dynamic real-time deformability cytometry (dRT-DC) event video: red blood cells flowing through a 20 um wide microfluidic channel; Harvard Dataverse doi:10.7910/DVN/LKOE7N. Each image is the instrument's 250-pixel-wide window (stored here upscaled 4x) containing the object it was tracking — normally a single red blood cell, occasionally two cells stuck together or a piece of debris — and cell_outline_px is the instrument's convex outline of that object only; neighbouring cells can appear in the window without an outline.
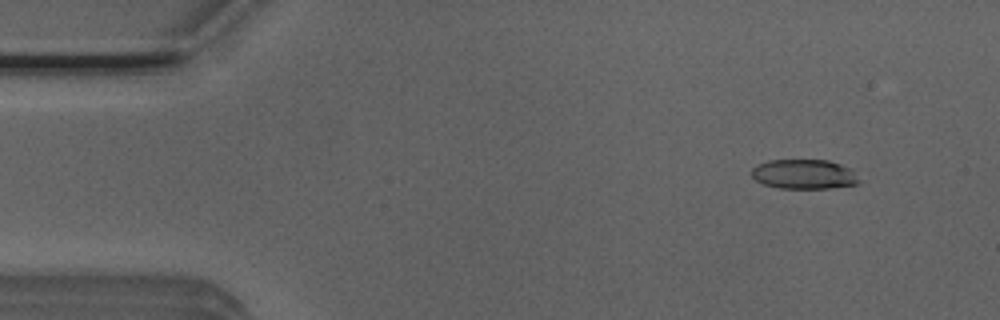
{"species": "Egyptian fruit bat (a non-hibernating species)", "species_latin": "Rousettus aegyptiacus", "temperature_condition": "room temperature", "stored_images_in_passage": 52, "camera_frame_rate_fps": 3000, "um_per_image_px": 0.085, "animal": {"sex": "male"}, "frame": {"image": 1, "passage_image": 5, "time_ms": 1.333, "image_size_px": [1000, 320], "cell_outline_px": [[860, 184], [828, 188], [780, 188], [764, 184], [756, 180], [752, 176], [752, 168], [756, 164], [768, 160], [828, 160], [852, 168], [856, 172], [860, 180]], "centroid_in_image_um": [68.38, 14.8], "position_along_channel_um": 16.6, "area_um2": 18.73}}
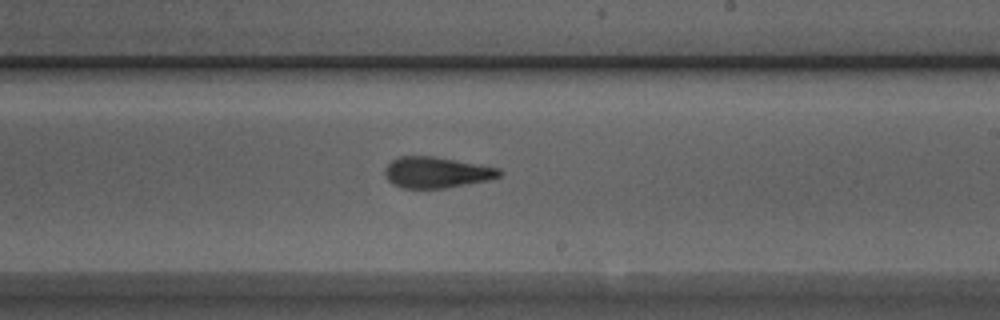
{"frame": {"image": 2, "passage_image": 30, "time_ms": 9.667, "image_size_px": [1000, 320], "cell_outline_px": [[504, 172], [500, 176], [488, 180], [444, 188], [400, 188], [392, 184], [384, 176], [384, 168], [392, 160], [400, 156], [432, 156], [500, 168]], "centroid_in_image_um": [37.07, 14.66], "position_along_channel_um": 251.9, "area_um2": 20.69}}
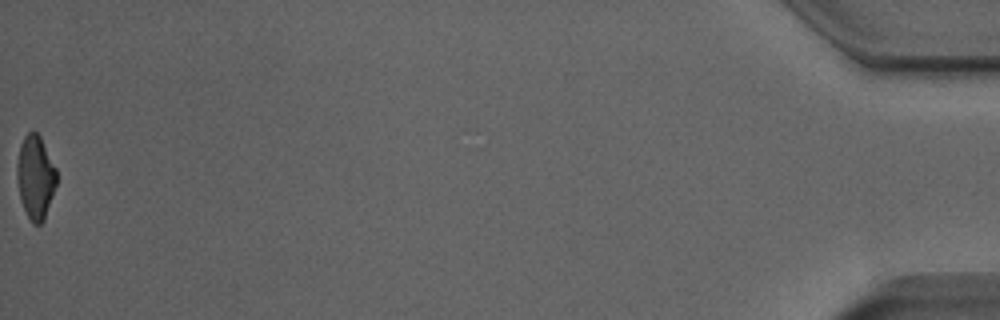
{"frame": {"image": 3, "passage_image": 52, "time_ms": 17.0, "image_size_px": [1000, 320], "cell_outline_px": [[56, 184], [44, 220], [40, 224], [32, 224], [20, 200], [16, 176], [16, 164], [20, 144], [24, 136], [28, 132], [36, 132], [40, 136], [56, 168]], "centroid_in_image_um": [2.99, 15.05], "position_along_channel_um": 432.2, "area_um2": 19.25}, "authors_computed_cell_mechanics": {"area_um2": 20.3456, "velocity_mm_per_s": 3.9364, "shape_relaxation_time_tau1_ms": 7.9469, "shape_relaxation_time_tau2_ms": 2.2588, "deformation_change_tau1": 0.2124, "deformation_change_tau2": 0.108}}